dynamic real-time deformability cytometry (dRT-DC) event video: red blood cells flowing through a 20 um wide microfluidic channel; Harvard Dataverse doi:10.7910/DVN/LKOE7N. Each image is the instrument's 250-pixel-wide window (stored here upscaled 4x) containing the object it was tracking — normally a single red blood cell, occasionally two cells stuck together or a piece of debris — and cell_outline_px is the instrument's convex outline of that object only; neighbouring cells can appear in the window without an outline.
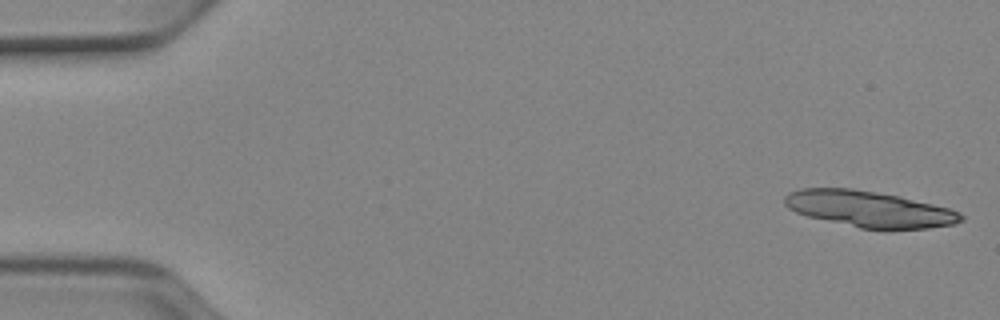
{"species": "Egyptian fruit bat (a non-hibernating species)", "species_latin": "Rousettus aegyptiacus", "temperature_condition": "cold", "stored_images_in_passage": 15, "camera_frame_rate_fps": 3000, "um_per_image_px": 0.085, "animal": {"sex": "female"}, "frame": {"image": 1, "passage_image": 1, "time_ms": 0.0, "image_size_px": [1000, 320], "cell_outline_px": [[964, 220], [952, 224], [928, 228], [860, 228], [808, 216], [796, 212], [788, 208], [784, 204], [784, 196], [788, 192], [800, 188], [852, 188], [900, 196], [948, 208], [960, 212], [964, 216]], "centroid_in_image_um": [73.85, 17.75], "position_along_channel_um": 11.2, "area_um2": 36.76}}